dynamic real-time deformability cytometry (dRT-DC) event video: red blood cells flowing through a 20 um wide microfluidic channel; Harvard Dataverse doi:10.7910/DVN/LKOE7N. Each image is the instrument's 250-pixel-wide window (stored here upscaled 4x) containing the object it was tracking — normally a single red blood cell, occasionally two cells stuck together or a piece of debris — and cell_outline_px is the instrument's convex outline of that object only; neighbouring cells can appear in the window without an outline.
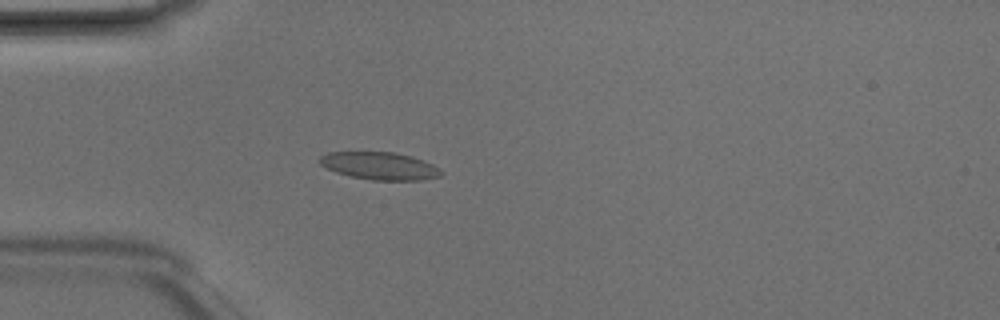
{"species": "Egyptian fruit bat (a non-hibernating species)", "species_latin": "Rousettus aegyptiacus", "temperature_condition": "room temperature", "stored_images_in_passage": 4, "camera_frame_rate_fps": 3000, "um_per_image_px": 0.085, "animal": {"sex": "male"}, "frame": {"image": 1, "passage_image": 4, "time_ms": 1.0, "image_size_px": [1000, 320], "cell_outline_px": [[444, 172], [440, 176], [420, 180], [372, 180], [352, 176], [336, 172], [320, 164], [320, 156], [328, 152], [392, 152], [412, 156], [424, 160], [440, 168]], "centroid_in_image_um": [32.31, 14.1], "position_along_channel_um": 52.7, "area_um2": 19.42}}